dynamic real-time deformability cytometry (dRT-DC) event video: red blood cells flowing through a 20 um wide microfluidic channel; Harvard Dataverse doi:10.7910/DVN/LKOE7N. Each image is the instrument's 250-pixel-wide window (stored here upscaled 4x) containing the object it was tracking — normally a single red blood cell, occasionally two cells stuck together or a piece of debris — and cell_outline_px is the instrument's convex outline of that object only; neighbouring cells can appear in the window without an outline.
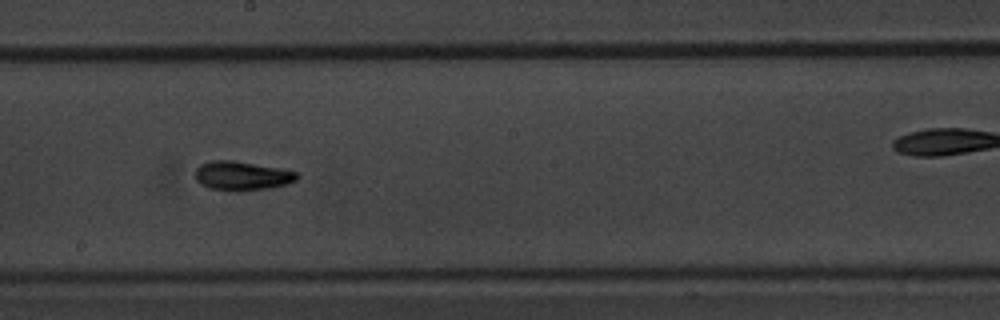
{"species": "common noctule bat (a hibernating species)", "species_latin": "Nyctalus noctula", "temperature_condition": "warm", "stored_images_in_passage": 18, "camera_frame_rate_fps": 3000, "um_per_image_px": 0.085, "animal": {"sex": "male", "body_mass_g": 20.1, "forearm_length_mm": 53.5}, "frame": {"image": 1, "passage_image": 16, "time_ms": 5.0, "image_size_px": [1000, 320], "cell_outline_px": [[300, 176], [296, 180], [288, 184], [272, 188], [236, 192], [208, 188], [200, 184], [196, 180], [196, 168], [200, 164], [212, 160], [232, 160], [280, 168], [296, 172]], "centroid_in_image_um": [20.57, 14.96], "position_along_channel_um": 227.6, "area_um2": 17.51}}